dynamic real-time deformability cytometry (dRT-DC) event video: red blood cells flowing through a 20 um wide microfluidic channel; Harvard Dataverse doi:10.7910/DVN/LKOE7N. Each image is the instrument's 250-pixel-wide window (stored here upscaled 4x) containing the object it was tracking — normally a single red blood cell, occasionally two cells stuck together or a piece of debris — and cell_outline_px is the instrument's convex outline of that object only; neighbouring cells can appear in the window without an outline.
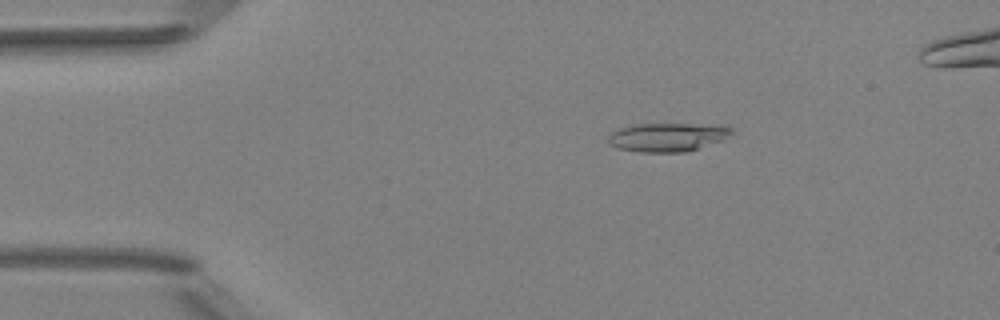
{"species": "Egyptian fruit bat (a non-hibernating species)", "species_latin": "Rousettus aegyptiacus", "temperature_condition": "room temperature", "stored_images_in_passage": 50, "camera_frame_rate_fps": 3000, "um_per_image_px": 0.085, "animal": {"sex": "female"}, "frame": {"image": 1, "passage_image": 9, "time_ms": 2.667, "image_size_px": [1000, 320], "cell_outline_px": [[732, 132], [724, 140], [684, 152], [640, 152], [616, 148], [608, 144], [608, 136], [616, 128], [632, 124], [728, 124], [732, 128]], "centroid_in_image_um": [56.73, 11.64], "position_along_channel_um": 28.3, "area_um2": 20.98}}
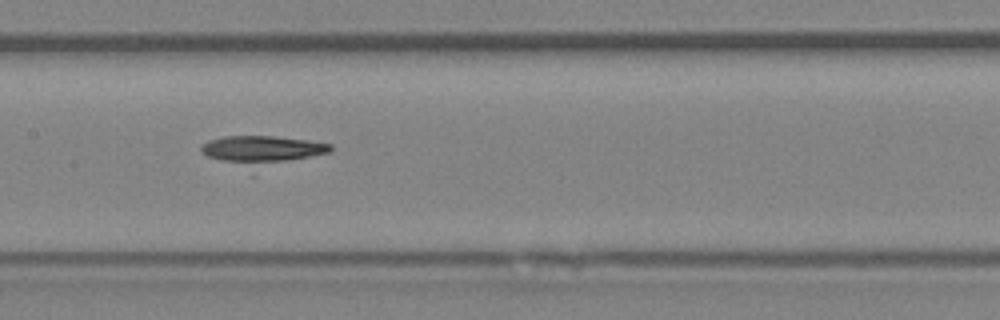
{"frame": {"image": 2, "passage_image": 25, "time_ms": 8.0, "image_size_px": [1000, 320], "cell_outline_px": [[332, 152], [252, 176], [208, 156], [200, 152], [200, 144], [208, 140], [224, 136], [272, 136], [308, 140], [332, 144]], "centroid_in_image_um": [22.28, 12.92], "position_along_channel_um": 185.1, "area_um2": 24.62}}
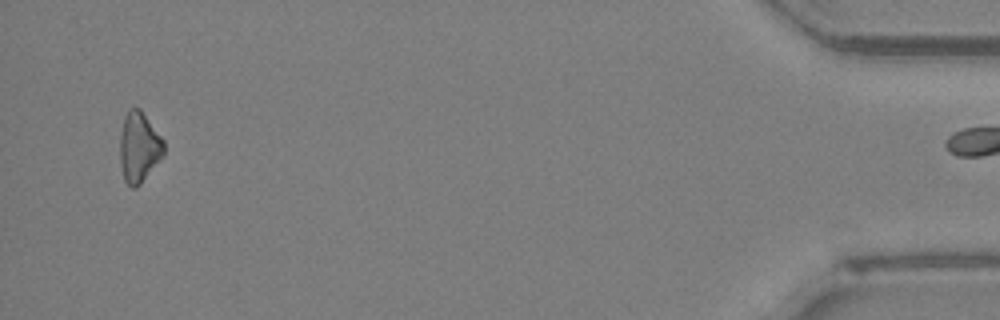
{"frame": {"image": 3, "passage_image": 49, "time_ms": 16.0, "image_size_px": [1000, 320], "cell_outline_px": [[164, 156], [140, 184], [136, 188], [132, 188], [124, 180], [120, 164], [120, 136], [124, 116], [128, 108], [140, 108], [164, 140]], "centroid_in_image_um": [11.82, 12.51], "position_along_channel_um": 423.4, "area_um2": 18.15}}